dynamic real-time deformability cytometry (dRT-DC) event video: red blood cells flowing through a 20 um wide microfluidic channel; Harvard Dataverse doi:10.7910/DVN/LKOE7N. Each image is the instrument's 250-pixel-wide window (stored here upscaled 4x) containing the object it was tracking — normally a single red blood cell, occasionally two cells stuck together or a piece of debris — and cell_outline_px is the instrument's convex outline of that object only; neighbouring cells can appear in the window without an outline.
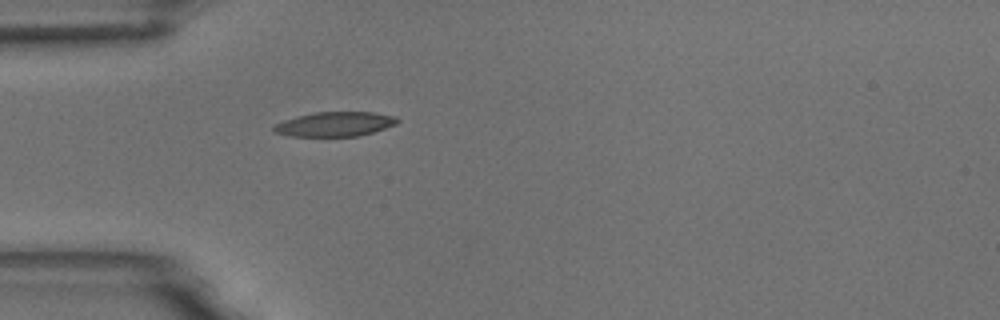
{"species": "common noctule bat (a hibernating species)", "species_latin": "Nyctalus noctula", "temperature_condition": "room temperature", "stored_images_in_passage": 39, "camera_frame_rate_fps": 3000, "um_per_image_px": 0.085, "animal": {"sex": "male", "body_mass_g": 18.8}, "frame": {"image": 1, "passage_image": 1, "time_ms": 0.0, "image_size_px": [1000, 320], "cell_outline_px": [[400, 120], [396, 124], [360, 136], [288, 136], [272, 132], [272, 128], [276, 124], [284, 120], [312, 112], [372, 112], [396, 116]], "centroid_in_image_um": [28.45, 10.55], "position_along_channel_um": 56.6, "area_um2": 17.69}}
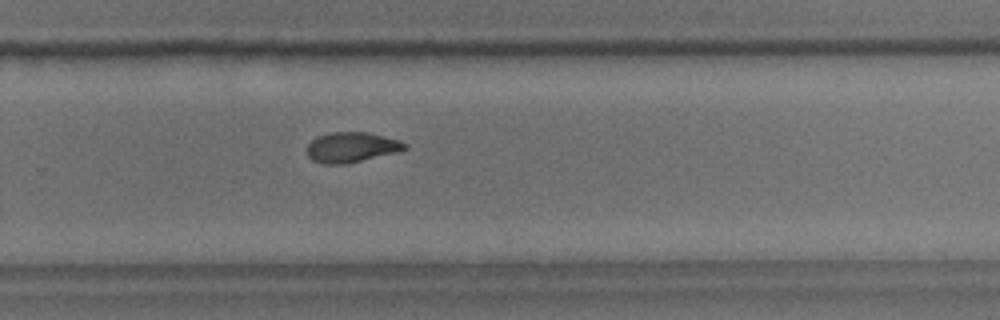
{"frame": {"image": 2, "passage_image": 21, "time_ms": 6.667, "image_size_px": [1000, 320], "cell_outline_px": [[408, 148], [396, 152], [344, 164], [324, 164], [312, 160], [308, 156], [308, 144], [316, 136], [332, 132], [368, 132], [400, 140], [408, 144]], "centroid_in_image_um": [29.88, 12.5], "position_along_channel_um": 299.9, "area_um2": 17.11}}
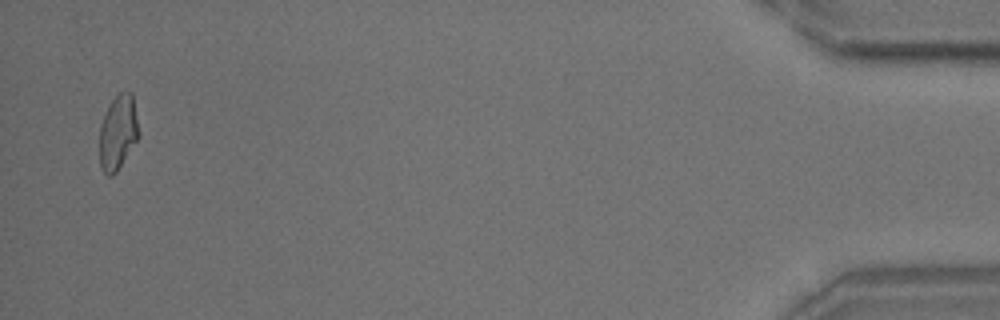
{"frame": {"image": 3, "passage_image": 38, "time_ms": 12.333, "image_size_px": [1000, 320], "cell_outline_px": [[140, 136], [116, 172], [112, 176], [108, 176], [104, 172], [100, 164], [100, 124], [112, 100], [120, 92], [132, 92], [140, 132]], "centroid_in_image_um": [10.05, 11.26], "position_along_channel_um": 425.2, "area_um2": 16.99}, "authors_computed_cell_mechanics": {"area_um2": 17.2822, "velocity_mm_per_s": 3.7155, "shape_relaxation_time_tau1_ms": 7.8846, "shape_relaxation_time_tau2_ms": 3.978, "deformation_change_tau1": 0.2015, "deformation_change_tau2": 0.094}}